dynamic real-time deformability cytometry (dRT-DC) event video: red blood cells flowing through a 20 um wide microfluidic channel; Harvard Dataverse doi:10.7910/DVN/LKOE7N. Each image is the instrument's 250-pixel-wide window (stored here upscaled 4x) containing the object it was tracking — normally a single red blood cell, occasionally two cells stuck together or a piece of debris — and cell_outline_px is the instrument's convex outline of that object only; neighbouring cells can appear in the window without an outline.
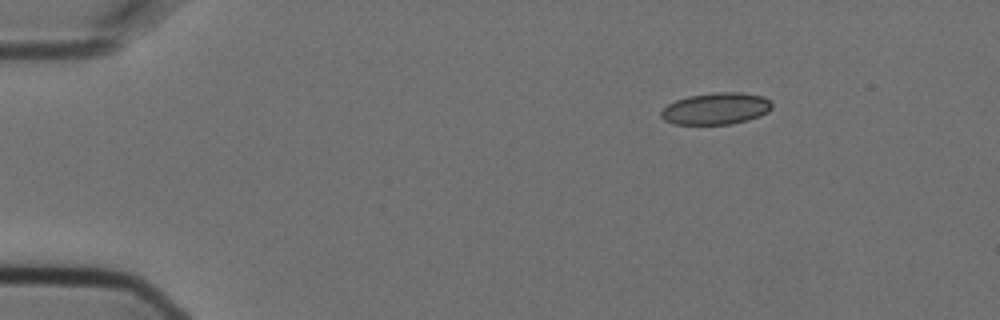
{"species": "Egyptian fruit bat (a non-hibernating species)", "species_latin": "Rousettus aegyptiacus", "temperature_condition": "cold", "stored_images_in_passage": 4, "camera_frame_rate_fps": 3000, "um_per_image_px": 0.085, "animal": {"sex": "female"}, "frame": {"image": 1, "passage_image": 1, "time_ms": 0.0, "image_size_px": [1000, 320], "cell_outline_px": [[772, 108], [768, 112], [760, 116], [748, 120], [732, 124], [672, 124], [664, 120], [660, 116], [660, 112], [668, 104], [676, 100], [688, 96], [712, 92], [740, 92], [764, 96], [772, 104]], "centroid_in_image_um": [60.86, 9.23], "position_along_channel_um": 24.1, "area_um2": 20.69}}
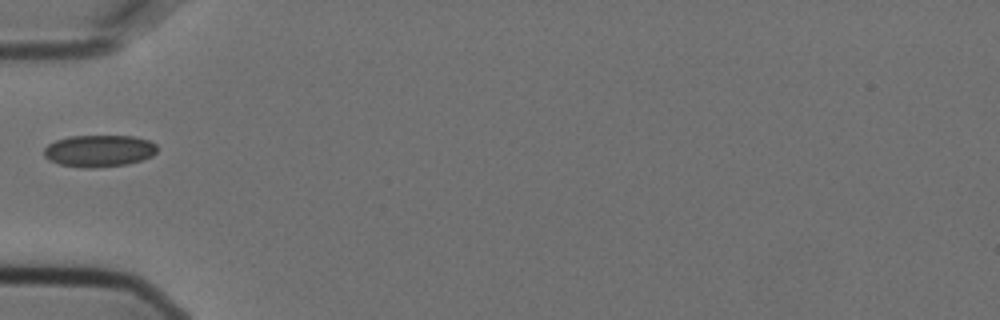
{"frame": {"image": 2, "passage_image": 4, "time_ms": 1.0, "image_size_px": [1000, 320], "cell_outline_px": [[156, 152], [152, 156], [128, 164], [92, 168], [80, 168], [60, 164], [48, 160], [44, 156], [44, 148], [48, 144], [56, 140], [72, 136], [132, 136], [148, 140], [156, 144]], "centroid_in_image_um": [8.4, 12.83], "position_along_channel_um": 76.6, "area_um2": 21.04}}